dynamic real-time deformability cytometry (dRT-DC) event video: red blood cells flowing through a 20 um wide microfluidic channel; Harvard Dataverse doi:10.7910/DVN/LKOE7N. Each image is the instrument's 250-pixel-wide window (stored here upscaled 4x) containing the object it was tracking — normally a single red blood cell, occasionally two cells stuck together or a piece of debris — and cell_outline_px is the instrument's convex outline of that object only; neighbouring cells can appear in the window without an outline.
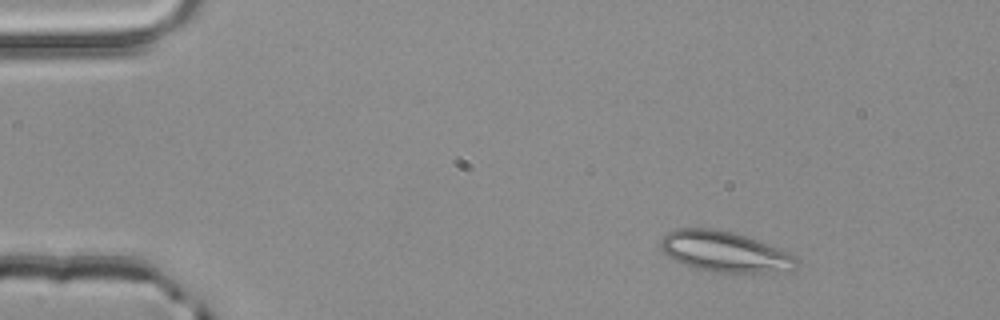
{"species": "common noctule bat (a hibernating species)", "species_latin": "Nyctalus noctula", "temperature_condition": "room temperature", "stored_images_in_passage": 52, "camera_frame_rate_fps": 3000, "um_per_image_px": 0.085, "animal": {"sex": "male", "body_mass_g": 20.4}, "frame": {"image": 1, "passage_image": 7, "time_ms": 2.0, "image_size_px": [1000, 320], "cell_outline_px": [[796, 268], [792, 272], [712, 272], [692, 268], [672, 260], [660, 248], [660, 240], [668, 232], [676, 228], [712, 228], [736, 232], [748, 236], [788, 252], [796, 256]], "centroid_in_image_um": [61.59, 21.39], "position_along_channel_um": 23.4, "area_um2": 32.6}}
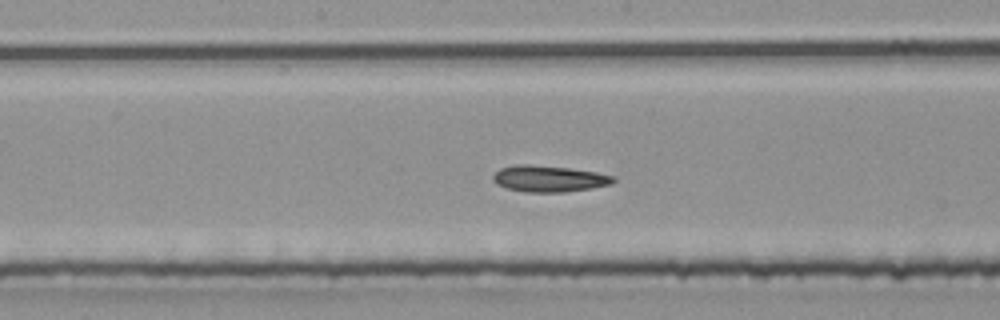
{"frame": {"image": 2, "passage_image": 27, "time_ms": 8.667, "image_size_px": [1000, 320], "cell_outline_px": [[616, 180], [612, 184], [592, 188], [564, 192], [524, 192], [508, 188], [496, 184], [492, 180], [492, 176], [500, 168], [516, 164], [528, 164], [568, 168], [596, 172], [616, 176]], "centroid_in_image_um": [46.67, 15.19], "position_along_channel_um": 201.5, "area_um2": 18.55}}
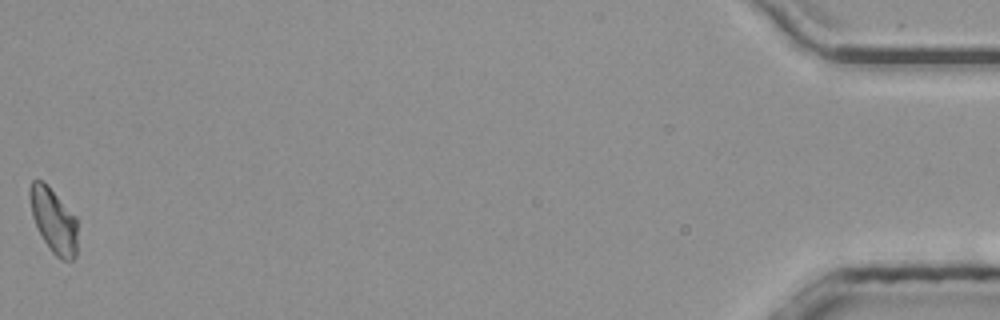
{"frame": {"image": 3, "passage_image": 52, "time_ms": 17.0, "image_size_px": [1000, 320], "cell_outline_px": [[76, 256], [72, 260], [60, 260], [52, 252], [44, 240], [32, 216], [28, 196], [28, 188], [32, 180], [44, 180], [76, 216]], "centroid_in_image_um": [4.53, 18.7], "position_along_channel_um": 430.7, "area_um2": 18.03}}